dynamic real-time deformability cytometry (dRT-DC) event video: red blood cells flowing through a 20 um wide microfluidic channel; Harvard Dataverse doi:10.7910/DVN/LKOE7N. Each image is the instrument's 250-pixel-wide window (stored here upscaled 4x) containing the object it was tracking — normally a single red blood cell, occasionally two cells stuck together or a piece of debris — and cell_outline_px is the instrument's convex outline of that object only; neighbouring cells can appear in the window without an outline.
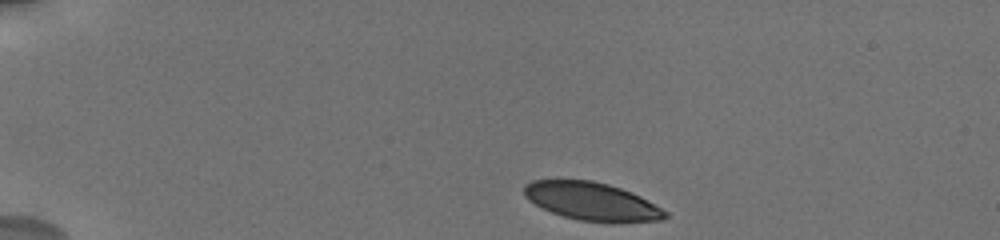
{"species": "human", "species_latin": "Homo sapiens", "temperature_condition": "cold", "stored_images_in_passage": 46, "camera_frame_rate_fps": 3000, "um_per_image_px": 0.085, "donor": {"sex": "male"}, "frame": {"image": 1, "passage_image": 1, "time_ms": 0.0, "image_size_px": [1000, 240], "cell_outline_px": [[668, 216], [660, 220], [612, 224], [580, 220], [564, 216], [552, 212], [528, 200], [524, 196], [524, 184], [532, 180], [592, 180], [608, 184], [632, 192], [640, 196], [668, 212]], "centroid_in_image_um": [50.33, 17.13], "position_along_channel_um": 34.7, "area_um2": 31.44}}
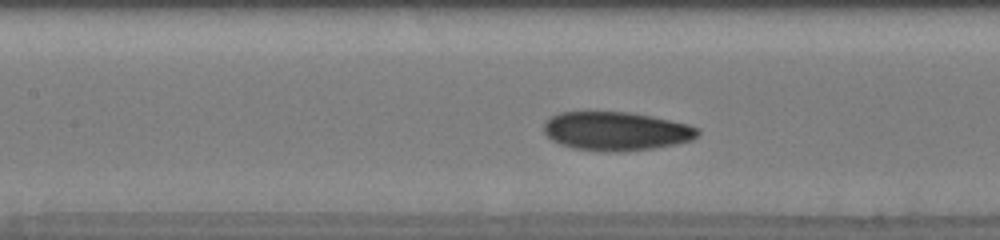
{"frame": {"image": 2, "passage_image": 18, "time_ms": 5.333, "image_size_px": [1000, 240], "cell_outline_px": [[700, 132], [692, 140], [676, 144], [656, 148], [624, 152], [604, 152], [572, 148], [560, 144], [552, 140], [544, 132], [544, 124], [552, 116], [560, 112], [628, 112], [652, 116], [688, 124], [700, 128]], "centroid_in_image_um": [52.4, 11.16], "position_along_channel_um": 155.0, "area_um2": 34.97}}
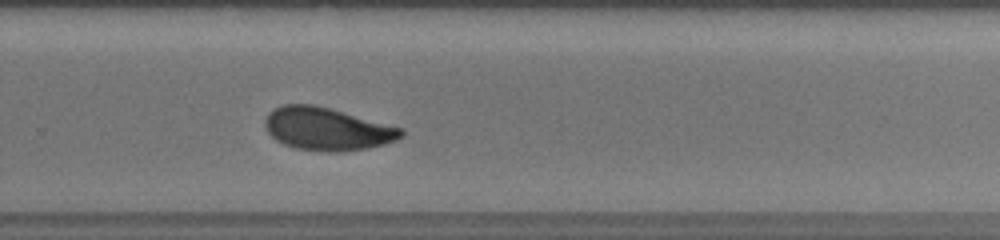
{"frame": {"image": 3, "passage_image": 30, "time_ms": 9.333, "image_size_px": [1000, 240], "cell_outline_px": [[404, 136], [396, 140], [384, 144], [368, 148], [336, 152], [328, 152], [296, 148], [284, 144], [276, 140], [268, 132], [264, 124], [264, 120], [268, 112], [284, 104], [312, 104], [328, 108], [404, 128]], "centroid_in_image_um": [27.81, 10.96], "position_along_channel_um": 302.0, "area_um2": 33.81}, "authors_computed_cell_mechanics": {"area_um2": 33.813, "velocity_mm_per_s": 3.6841, "shape_relaxation_time_tau1_ms": 2.7548, "shape_relaxation_time_tau2_ms": 1.5976, "deformation_change_tau1": 0.1075, "deformation_change_tau2": 0.0613}}